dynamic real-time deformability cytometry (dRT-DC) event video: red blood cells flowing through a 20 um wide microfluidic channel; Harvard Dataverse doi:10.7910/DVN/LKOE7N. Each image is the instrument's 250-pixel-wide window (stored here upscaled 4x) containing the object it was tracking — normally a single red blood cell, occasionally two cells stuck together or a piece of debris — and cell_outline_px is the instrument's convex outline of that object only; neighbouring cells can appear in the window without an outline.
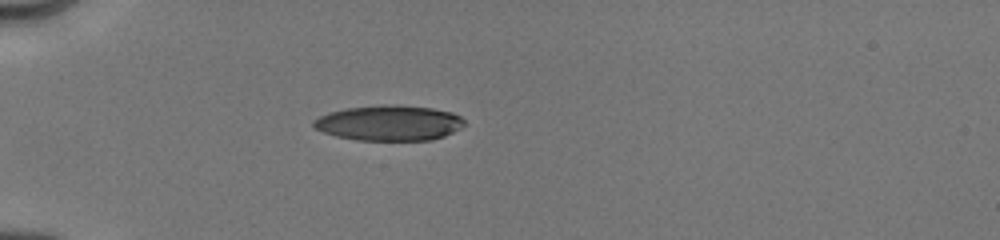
{"species": "human", "species_latin": "Homo sapiens", "temperature_condition": "cold", "stored_images_in_passage": 39, "camera_frame_rate_fps": 3000, "um_per_image_px": 0.085, "donor": {"sex": "male"}, "frame": {"image": 1, "passage_image": 1, "time_ms": 0.0, "image_size_px": [1000, 240], "cell_outline_px": [[464, 124], [460, 128], [444, 136], [432, 140], [356, 140], [336, 136], [324, 132], [316, 128], [312, 124], [312, 120], [328, 112], [348, 108], [384, 104], [432, 108], [452, 112], [460, 116], [464, 120]], "centroid_in_image_um": [33.07, 10.45], "position_along_channel_um": 51.9, "area_um2": 30.92}}
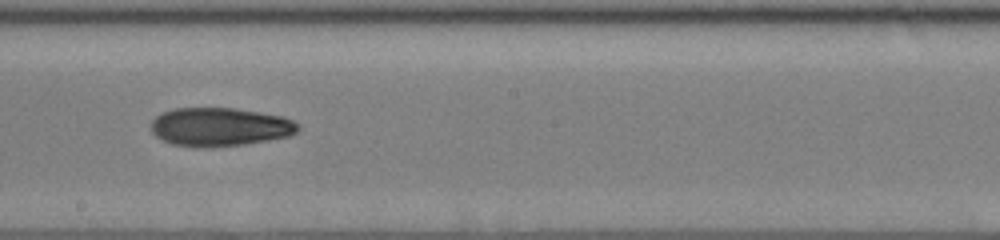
{"frame": {"image": 2, "passage_image": 19, "time_ms": 5.0, "image_size_px": [1000, 240], "cell_outline_px": [[300, 128], [296, 132], [288, 136], [268, 140], [244, 144], [172, 144], [156, 136], [152, 132], [152, 120], [160, 112], [176, 108], [236, 108], [284, 116], [300, 124]], "centroid_in_image_um": [18.74, 10.73], "position_along_channel_um": 229.5, "area_um2": 32.08}}
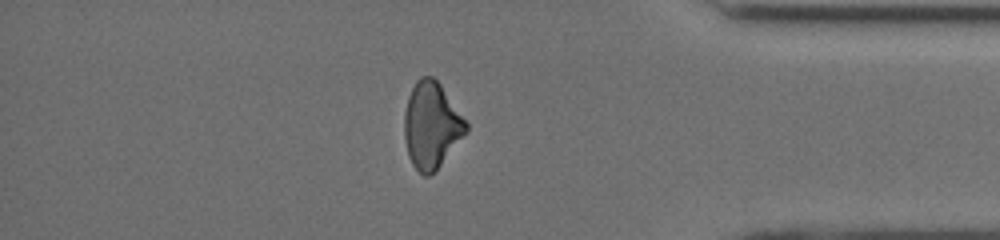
{"frame": {"image": 3, "passage_image": 33, "time_ms": 9.667, "image_size_px": [1000, 240], "cell_outline_px": [[468, 132], [436, 172], [428, 176], [424, 176], [412, 164], [408, 156], [404, 136], [404, 112], [408, 96], [416, 80], [420, 76], [432, 76], [440, 84], [468, 124]], "centroid_in_image_um": [36.67, 10.68], "position_along_channel_um": 398.5, "area_um2": 31.27}, "authors_computed_cell_mechanics": {"area_um2": 31.7322, "velocity_mm_per_s": 4.0407, "shape_relaxation_time_tau1_ms": null, "shape_relaxation_time_tau2_ms": 6.7989, "deformation_change_tau1": null, "deformation_change_tau2": 0.1505}}